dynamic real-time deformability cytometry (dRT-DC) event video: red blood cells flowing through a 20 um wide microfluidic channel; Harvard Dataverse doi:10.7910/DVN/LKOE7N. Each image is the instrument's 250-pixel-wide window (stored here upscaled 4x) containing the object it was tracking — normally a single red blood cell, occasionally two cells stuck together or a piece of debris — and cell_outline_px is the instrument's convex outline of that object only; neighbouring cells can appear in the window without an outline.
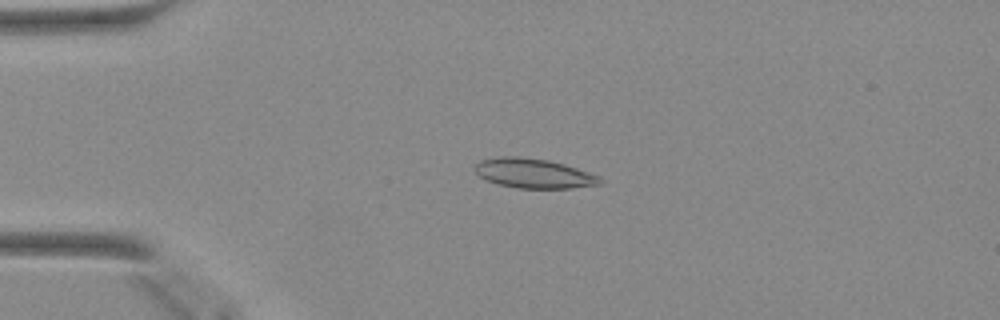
{"species": "Egyptian fruit bat (a non-hibernating species)", "species_latin": "Rousettus aegyptiacus", "temperature_condition": "warm", "stored_images_in_passage": 47, "camera_frame_rate_fps": 3000, "um_per_image_px": 0.085, "animal": {"sex": "female"}, "frame": {"image": 1, "passage_image": 11, "time_ms": 3.333, "image_size_px": [1000, 320], "cell_outline_px": [[604, 180], [600, 184], [572, 188], [516, 188], [496, 184], [480, 176], [472, 168], [472, 164], [480, 160], [500, 156], [516, 156], [548, 160], [564, 164], [600, 176]], "centroid_in_image_um": [45.32, 14.73], "position_along_channel_um": 39.7, "area_um2": 21.73}}
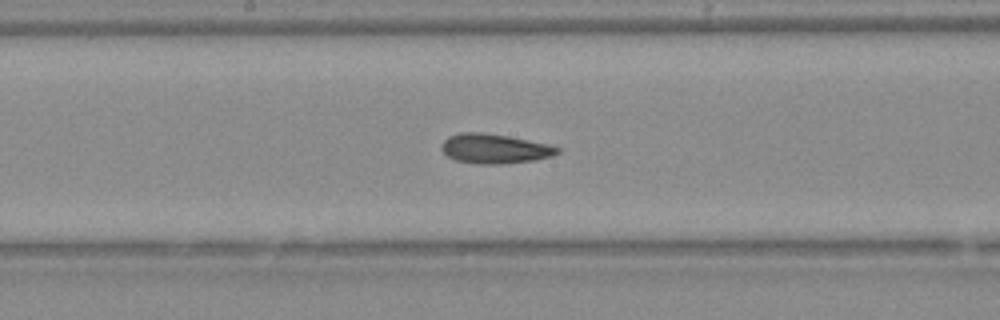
{"frame": {"image": 2, "passage_image": 25, "time_ms": 8.0, "image_size_px": [1000, 320], "cell_outline_px": [[560, 152], [552, 156], [532, 160], [500, 164], [480, 164], [456, 160], [448, 156], [440, 148], [440, 144], [448, 136], [460, 132], [480, 132], [508, 136], [548, 144], [560, 148]], "centroid_in_image_um": [42.01, 12.63], "position_along_channel_um": 206.2, "area_um2": 19.88}}
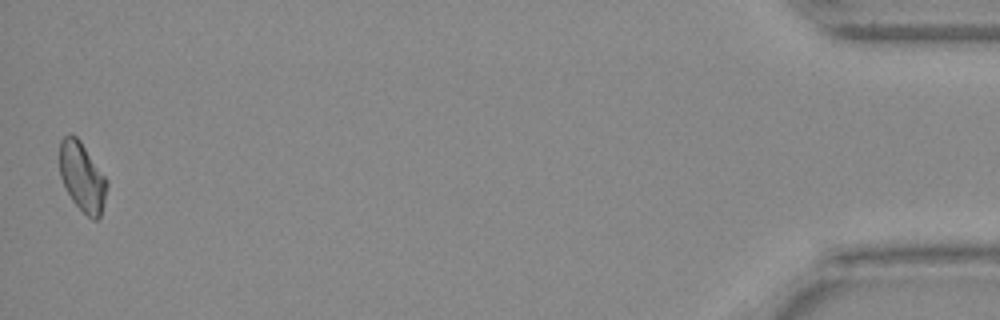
{"frame": {"image": 3, "passage_image": 47, "time_ms": 15.333, "image_size_px": [1000, 320], "cell_outline_px": [[108, 184], [100, 216], [96, 220], [92, 220], [72, 200], [60, 176], [60, 140], [68, 132], [72, 132], [80, 140], [108, 180]], "centroid_in_image_um": [6.99, 14.99], "position_along_channel_um": 428.2, "area_um2": 18.96}}